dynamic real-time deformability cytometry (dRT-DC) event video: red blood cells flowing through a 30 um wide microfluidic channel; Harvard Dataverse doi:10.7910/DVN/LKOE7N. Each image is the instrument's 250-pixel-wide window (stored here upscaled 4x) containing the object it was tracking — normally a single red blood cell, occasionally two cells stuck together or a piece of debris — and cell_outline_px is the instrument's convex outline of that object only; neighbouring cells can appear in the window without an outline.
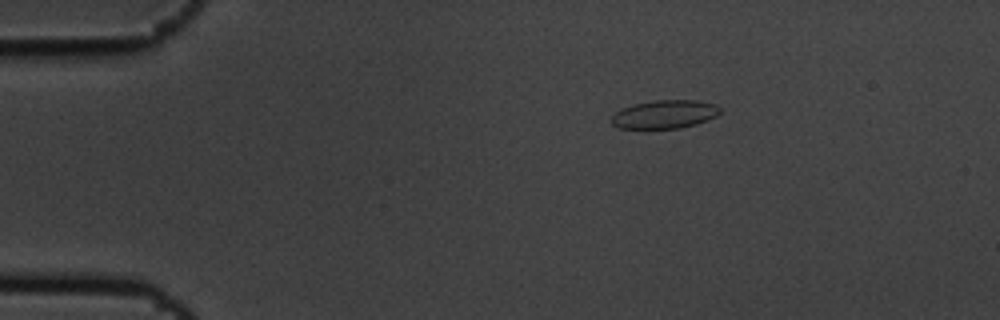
{"species": "common noctule bat (a hibernating species)", "species_latin": "Nyctalus noctula", "temperature_condition": "cold", "stored_images_in_passage": 5, "camera_frame_rate_fps": 3000, "um_per_image_px": 0.085, "animal": {"sex": "male", "body_mass_g": 19.5, "forearm_length_mm": 54.6}, "frame": {"image": 1, "passage_image": 3, "time_ms": 0.667, "image_size_px": [1000, 320], "cell_outline_px": [[720, 112], [716, 116], [708, 120], [696, 124], [680, 128], [620, 128], [612, 124], [612, 116], [620, 108], [632, 104], [656, 100], [696, 100], [716, 104], [720, 108]], "centroid_in_image_um": [56.5, 9.7], "position_along_channel_um": 28.5, "area_um2": 17.98}}